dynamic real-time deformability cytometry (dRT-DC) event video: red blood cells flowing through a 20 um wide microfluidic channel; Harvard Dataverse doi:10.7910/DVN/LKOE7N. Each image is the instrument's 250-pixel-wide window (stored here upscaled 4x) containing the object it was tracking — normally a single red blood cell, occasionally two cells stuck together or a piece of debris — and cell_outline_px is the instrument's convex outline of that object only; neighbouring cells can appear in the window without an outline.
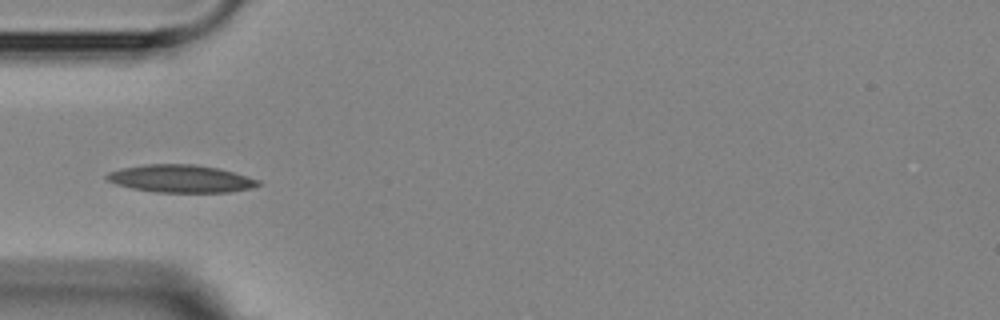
{"species": "Egyptian fruit bat (a non-hibernating species)", "species_latin": "Rousettus aegyptiacus", "temperature_condition": "room temperature", "stored_images_in_passage": 10, "camera_frame_rate_fps": 3000, "um_per_image_px": 0.085, "animal": {"sex": "female"}, "frame": {"image": 1, "passage_image": 4, "time_ms": 4.333, "image_size_px": [1000, 320], "cell_outline_px": [[260, 184], [252, 188], [232, 192], [156, 192], [132, 188], [116, 184], [104, 180], [104, 176], [108, 172], [120, 168], [144, 164], [192, 164], [216, 168], [232, 172], [260, 180]], "centroid_in_image_um": [15.3, 15.19], "position_along_channel_um": 69.7, "area_um2": 24.39}}
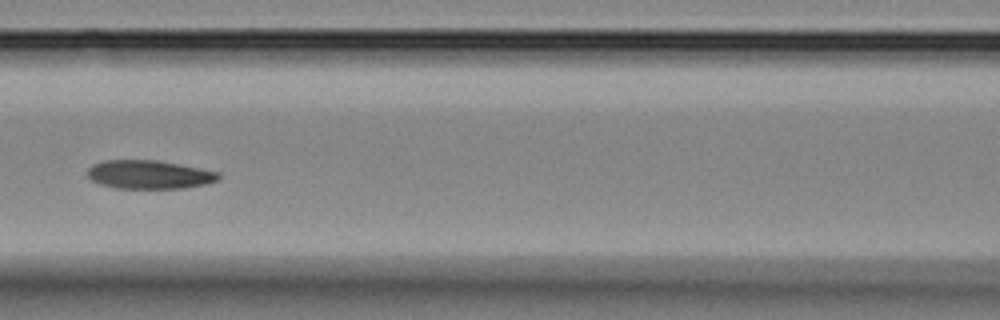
{"frame": {"image": 2, "passage_image": 6, "time_ms": 6.667, "image_size_px": [1000, 320], "cell_outline_px": [[220, 180], [204, 184], [184, 188], [116, 188], [100, 184], [92, 180], [88, 176], [88, 168], [92, 164], [104, 160], [156, 160], [200, 168], [220, 172]], "centroid_in_image_um": [12.68, 14.83], "position_along_channel_um": 153.9, "area_um2": 21.79}}
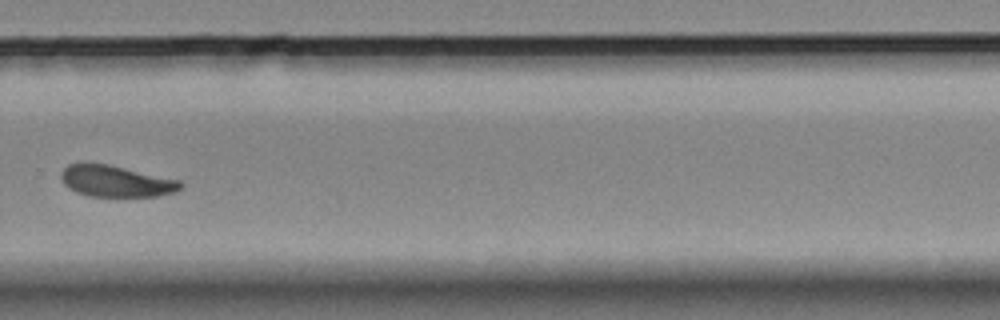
{"frame": {"image": 3, "passage_image": 10, "time_ms": 11.333, "image_size_px": [1000, 320], "cell_outline_px": [[184, 184], [176, 192], [160, 196], [88, 196], [76, 192], [68, 188], [64, 184], [60, 176], [60, 172], [68, 164], [80, 160], [88, 160], [108, 164], [180, 180]], "centroid_in_image_um": [9.79, 15.36], "position_along_channel_um": 320.0, "area_um2": 22.48}}